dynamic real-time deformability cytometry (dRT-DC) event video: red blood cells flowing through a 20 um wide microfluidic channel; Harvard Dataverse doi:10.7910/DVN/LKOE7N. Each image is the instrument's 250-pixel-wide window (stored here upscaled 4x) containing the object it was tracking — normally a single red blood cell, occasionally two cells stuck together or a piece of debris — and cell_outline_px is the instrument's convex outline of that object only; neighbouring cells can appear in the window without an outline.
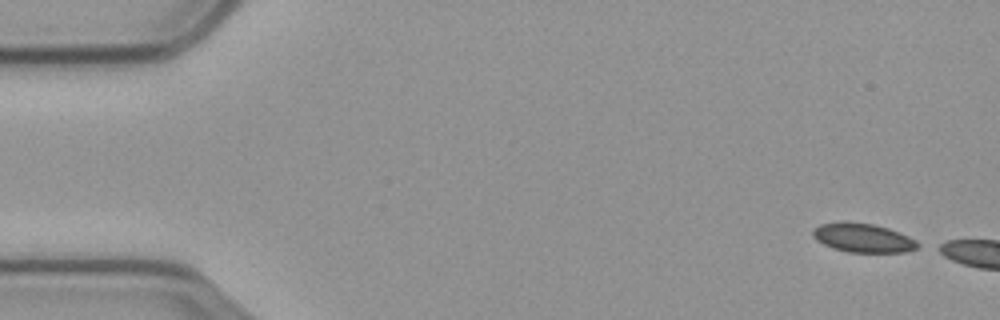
{"species": "common noctule bat (a hibernating species)", "species_latin": "Nyctalus noctula", "temperature_condition": "cold", "stored_images_in_passage": 8, "camera_frame_rate_fps": 3000, "um_per_image_px": 0.085, "animal": {"sex": "male", "body_mass_g": 23.1, "forearm_length_mm": 52.7}, "frame": {"image": 1, "passage_image": 1, "time_ms": 0.0, "image_size_px": [1000, 320], "cell_outline_px": [[924, 244], [916, 248], [904, 252], [848, 252], [832, 248], [816, 240], [812, 236], [812, 228], [820, 224], [840, 220], [844, 220], [872, 224], [888, 228], [900, 232]], "centroid_in_image_um": [73.33, 20.2], "position_along_channel_um": 11.7, "area_um2": 18.09}}